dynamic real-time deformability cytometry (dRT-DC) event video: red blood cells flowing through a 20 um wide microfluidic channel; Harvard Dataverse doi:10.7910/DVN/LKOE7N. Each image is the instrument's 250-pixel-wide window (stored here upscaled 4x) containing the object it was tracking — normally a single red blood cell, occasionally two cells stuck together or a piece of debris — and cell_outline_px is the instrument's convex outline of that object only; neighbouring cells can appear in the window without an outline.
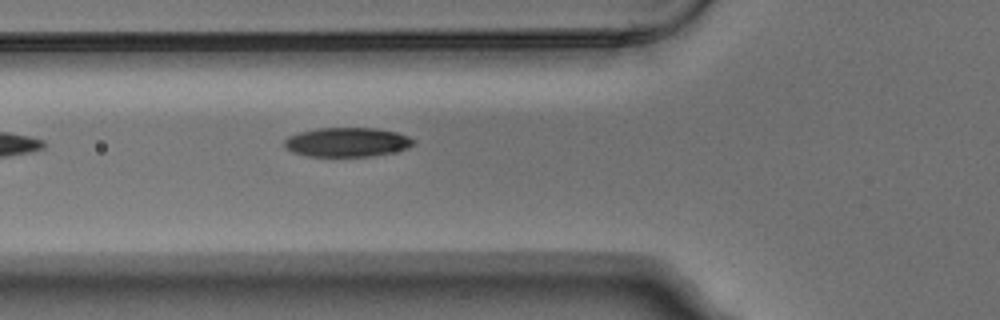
{"species": "Egyptian fruit bat (a non-hibernating species)", "species_latin": "Rousettus aegyptiacus", "temperature_condition": "warm", "stored_images_in_passage": 6, "camera_frame_rate_fps": 3000, "um_per_image_px": 0.085, "animal": {"sex": "male"}, "frame": {"image": 1, "passage_image": 6, "time_ms": 1.667, "image_size_px": [1000, 320], "cell_outline_px": [[416, 140], [408, 148], [392, 152], [368, 156], [308, 156], [292, 152], [284, 148], [284, 140], [288, 136], [300, 132], [316, 128], [376, 128], [396, 132], [408, 136]], "centroid_in_image_um": [29.47, 12.08], "position_along_channel_um": 96.3, "area_um2": 21.96}}